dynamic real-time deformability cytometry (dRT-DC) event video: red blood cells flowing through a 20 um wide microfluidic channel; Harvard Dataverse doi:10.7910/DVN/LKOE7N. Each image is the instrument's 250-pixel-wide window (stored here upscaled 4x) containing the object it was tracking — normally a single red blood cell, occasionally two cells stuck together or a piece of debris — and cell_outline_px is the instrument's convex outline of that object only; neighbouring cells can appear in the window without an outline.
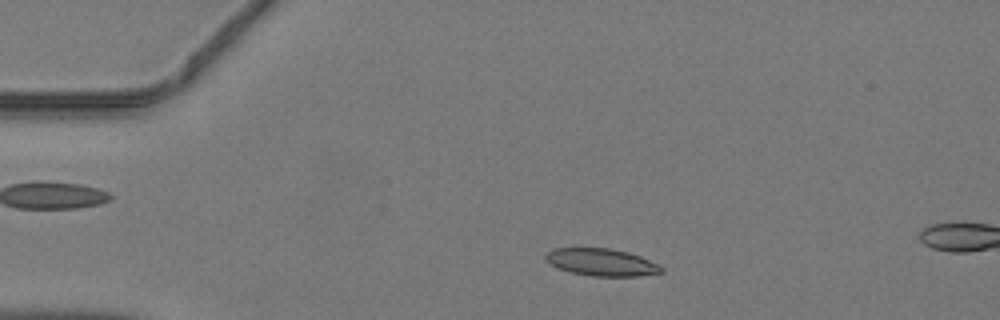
{"species": "common noctule bat (a hibernating species)", "species_latin": "Nyctalus noctula", "temperature_condition": "warm", "stored_images_in_passage": 13, "camera_frame_rate_fps": 3000, "um_per_image_px": 0.085, "animal": {"sex": "male", "body_mass_g": 19.2, "forearm_length_mm": 51.8}, "frame": {"image": 1, "passage_image": 8, "time_ms": 2.333, "image_size_px": [1000, 320], "cell_outline_px": [[664, 272], [640, 276], [592, 276], [572, 272], [556, 268], [544, 260], [544, 256], [552, 248], [608, 248], [628, 252], [640, 256], [660, 264], [664, 268]], "centroid_in_image_um": [51.13, 22.29], "position_along_channel_um": 33.9, "area_um2": 18.61}}